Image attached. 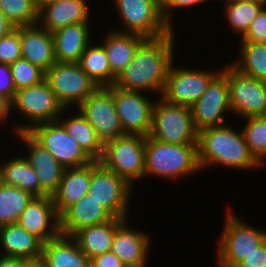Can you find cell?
Returning <instances> with one entry per match:
<instances>
[{
	"label": "cell",
	"mask_w": 266,
	"mask_h": 267,
	"mask_svg": "<svg viewBox=\"0 0 266 267\" xmlns=\"http://www.w3.org/2000/svg\"><path fill=\"white\" fill-rule=\"evenodd\" d=\"M174 30L157 38H146L136 50L133 60L118 75L114 86L134 92L162 93L169 68L173 63Z\"/></svg>",
	"instance_id": "cell-1"
},
{
	"label": "cell",
	"mask_w": 266,
	"mask_h": 267,
	"mask_svg": "<svg viewBox=\"0 0 266 267\" xmlns=\"http://www.w3.org/2000/svg\"><path fill=\"white\" fill-rule=\"evenodd\" d=\"M197 152L200 168L214 163L243 170L261 166L251 155L242 131L238 133L227 125L199 131Z\"/></svg>",
	"instance_id": "cell-2"
},
{
	"label": "cell",
	"mask_w": 266,
	"mask_h": 267,
	"mask_svg": "<svg viewBox=\"0 0 266 267\" xmlns=\"http://www.w3.org/2000/svg\"><path fill=\"white\" fill-rule=\"evenodd\" d=\"M198 169L197 144H168L146 137L144 176L173 180Z\"/></svg>",
	"instance_id": "cell-3"
},
{
	"label": "cell",
	"mask_w": 266,
	"mask_h": 267,
	"mask_svg": "<svg viewBox=\"0 0 266 267\" xmlns=\"http://www.w3.org/2000/svg\"><path fill=\"white\" fill-rule=\"evenodd\" d=\"M146 137L125 134L107 141L99 162L132 185L145 174Z\"/></svg>",
	"instance_id": "cell-4"
},
{
	"label": "cell",
	"mask_w": 266,
	"mask_h": 267,
	"mask_svg": "<svg viewBox=\"0 0 266 267\" xmlns=\"http://www.w3.org/2000/svg\"><path fill=\"white\" fill-rule=\"evenodd\" d=\"M153 107L149 137L168 144H197L191 107L167 102L161 97Z\"/></svg>",
	"instance_id": "cell-5"
},
{
	"label": "cell",
	"mask_w": 266,
	"mask_h": 267,
	"mask_svg": "<svg viewBox=\"0 0 266 267\" xmlns=\"http://www.w3.org/2000/svg\"><path fill=\"white\" fill-rule=\"evenodd\" d=\"M225 219L217 262L220 267H236L266 240V231L246 225L230 210Z\"/></svg>",
	"instance_id": "cell-6"
},
{
	"label": "cell",
	"mask_w": 266,
	"mask_h": 267,
	"mask_svg": "<svg viewBox=\"0 0 266 267\" xmlns=\"http://www.w3.org/2000/svg\"><path fill=\"white\" fill-rule=\"evenodd\" d=\"M45 80L65 109L79 106L99 87L78 62H56L45 72Z\"/></svg>",
	"instance_id": "cell-7"
},
{
	"label": "cell",
	"mask_w": 266,
	"mask_h": 267,
	"mask_svg": "<svg viewBox=\"0 0 266 267\" xmlns=\"http://www.w3.org/2000/svg\"><path fill=\"white\" fill-rule=\"evenodd\" d=\"M127 33L157 38L173 31L165 21L160 0H115Z\"/></svg>",
	"instance_id": "cell-8"
},
{
	"label": "cell",
	"mask_w": 266,
	"mask_h": 267,
	"mask_svg": "<svg viewBox=\"0 0 266 267\" xmlns=\"http://www.w3.org/2000/svg\"><path fill=\"white\" fill-rule=\"evenodd\" d=\"M17 108L31 124L19 125L17 132L28 131L34 125L57 121L65 108L57 101L54 92L46 80L39 84L21 88L16 91L11 108Z\"/></svg>",
	"instance_id": "cell-9"
},
{
	"label": "cell",
	"mask_w": 266,
	"mask_h": 267,
	"mask_svg": "<svg viewBox=\"0 0 266 267\" xmlns=\"http://www.w3.org/2000/svg\"><path fill=\"white\" fill-rule=\"evenodd\" d=\"M27 132L65 169L82 167L93 162L58 120L34 125Z\"/></svg>",
	"instance_id": "cell-10"
},
{
	"label": "cell",
	"mask_w": 266,
	"mask_h": 267,
	"mask_svg": "<svg viewBox=\"0 0 266 267\" xmlns=\"http://www.w3.org/2000/svg\"><path fill=\"white\" fill-rule=\"evenodd\" d=\"M132 186L99 161L91 162L88 195L99 202L114 217L127 219V207Z\"/></svg>",
	"instance_id": "cell-11"
},
{
	"label": "cell",
	"mask_w": 266,
	"mask_h": 267,
	"mask_svg": "<svg viewBox=\"0 0 266 267\" xmlns=\"http://www.w3.org/2000/svg\"><path fill=\"white\" fill-rule=\"evenodd\" d=\"M78 109L92 125L103 144L125 135L113 98V85L98 87Z\"/></svg>",
	"instance_id": "cell-12"
},
{
	"label": "cell",
	"mask_w": 266,
	"mask_h": 267,
	"mask_svg": "<svg viewBox=\"0 0 266 267\" xmlns=\"http://www.w3.org/2000/svg\"><path fill=\"white\" fill-rule=\"evenodd\" d=\"M195 129L221 126L226 111H231L227 67L210 81L203 95L191 106ZM224 115V116H223Z\"/></svg>",
	"instance_id": "cell-13"
},
{
	"label": "cell",
	"mask_w": 266,
	"mask_h": 267,
	"mask_svg": "<svg viewBox=\"0 0 266 267\" xmlns=\"http://www.w3.org/2000/svg\"><path fill=\"white\" fill-rule=\"evenodd\" d=\"M230 106L242 118L263 116L266 111V82L227 66Z\"/></svg>",
	"instance_id": "cell-14"
},
{
	"label": "cell",
	"mask_w": 266,
	"mask_h": 267,
	"mask_svg": "<svg viewBox=\"0 0 266 267\" xmlns=\"http://www.w3.org/2000/svg\"><path fill=\"white\" fill-rule=\"evenodd\" d=\"M113 98L124 134L149 136L154 103L142 92L127 91L114 85Z\"/></svg>",
	"instance_id": "cell-15"
},
{
	"label": "cell",
	"mask_w": 266,
	"mask_h": 267,
	"mask_svg": "<svg viewBox=\"0 0 266 267\" xmlns=\"http://www.w3.org/2000/svg\"><path fill=\"white\" fill-rule=\"evenodd\" d=\"M172 63L166 78L162 98L167 102L191 107L205 92L210 81L219 73L175 68Z\"/></svg>",
	"instance_id": "cell-16"
},
{
	"label": "cell",
	"mask_w": 266,
	"mask_h": 267,
	"mask_svg": "<svg viewBox=\"0 0 266 267\" xmlns=\"http://www.w3.org/2000/svg\"><path fill=\"white\" fill-rule=\"evenodd\" d=\"M44 243L61 234L60 215L51 196L34 197L17 222Z\"/></svg>",
	"instance_id": "cell-17"
},
{
	"label": "cell",
	"mask_w": 266,
	"mask_h": 267,
	"mask_svg": "<svg viewBox=\"0 0 266 267\" xmlns=\"http://www.w3.org/2000/svg\"><path fill=\"white\" fill-rule=\"evenodd\" d=\"M16 133L25 144L27 143V147H29V153L26 158L39 178L40 197H52L58 189L65 168L27 131Z\"/></svg>",
	"instance_id": "cell-18"
},
{
	"label": "cell",
	"mask_w": 266,
	"mask_h": 267,
	"mask_svg": "<svg viewBox=\"0 0 266 267\" xmlns=\"http://www.w3.org/2000/svg\"><path fill=\"white\" fill-rule=\"evenodd\" d=\"M86 0H57L38 9L40 27L54 33L68 25L89 22V8Z\"/></svg>",
	"instance_id": "cell-19"
},
{
	"label": "cell",
	"mask_w": 266,
	"mask_h": 267,
	"mask_svg": "<svg viewBox=\"0 0 266 267\" xmlns=\"http://www.w3.org/2000/svg\"><path fill=\"white\" fill-rule=\"evenodd\" d=\"M113 218L106 208L86 194L60 215L61 234L72 236L84 227L108 222Z\"/></svg>",
	"instance_id": "cell-20"
},
{
	"label": "cell",
	"mask_w": 266,
	"mask_h": 267,
	"mask_svg": "<svg viewBox=\"0 0 266 267\" xmlns=\"http://www.w3.org/2000/svg\"><path fill=\"white\" fill-rule=\"evenodd\" d=\"M125 219L114 232L111 251L125 267H145L149 250V236L134 231L127 226Z\"/></svg>",
	"instance_id": "cell-21"
},
{
	"label": "cell",
	"mask_w": 266,
	"mask_h": 267,
	"mask_svg": "<svg viewBox=\"0 0 266 267\" xmlns=\"http://www.w3.org/2000/svg\"><path fill=\"white\" fill-rule=\"evenodd\" d=\"M39 24L20 26L22 58L45 72L56 63L53 35Z\"/></svg>",
	"instance_id": "cell-22"
},
{
	"label": "cell",
	"mask_w": 266,
	"mask_h": 267,
	"mask_svg": "<svg viewBox=\"0 0 266 267\" xmlns=\"http://www.w3.org/2000/svg\"><path fill=\"white\" fill-rule=\"evenodd\" d=\"M0 243L5 251L2 256L41 260L44 242L17 223L0 226Z\"/></svg>",
	"instance_id": "cell-23"
},
{
	"label": "cell",
	"mask_w": 266,
	"mask_h": 267,
	"mask_svg": "<svg viewBox=\"0 0 266 267\" xmlns=\"http://www.w3.org/2000/svg\"><path fill=\"white\" fill-rule=\"evenodd\" d=\"M145 39L141 35L120 30L108 33L101 45L106 52L111 68V86L114 85L118 75L133 60L136 50Z\"/></svg>",
	"instance_id": "cell-24"
},
{
	"label": "cell",
	"mask_w": 266,
	"mask_h": 267,
	"mask_svg": "<svg viewBox=\"0 0 266 267\" xmlns=\"http://www.w3.org/2000/svg\"><path fill=\"white\" fill-rule=\"evenodd\" d=\"M89 22L68 25L52 33L56 62H79L90 42Z\"/></svg>",
	"instance_id": "cell-25"
},
{
	"label": "cell",
	"mask_w": 266,
	"mask_h": 267,
	"mask_svg": "<svg viewBox=\"0 0 266 267\" xmlns=\"http://www.w3.org/2000/svg\"><path fill=\"white\" fill-rule=\"evenodd\" d=\"M91 163L77 168H66L52 200L59 215L88 194Z\"/></svg>",
	"instance_id": "cell-26"
},
{
	"label": "cell",
	"mask_w": 266,
	"mask_h": 267,
	"mask_svg": "<svg viewBox=\"0 0 266 267\" xmlns=\"http://www.w3.org/2000/svg\"><path fill=\"white\" fill-rule=\"evenodd\" d=\"M41 261L45 267H90L74 238L63 234L43 244Z\"/></svg>",
	"instance_id": "cell-27"
},
{
	"label": "cell",
	"mask_w": 266,
	"mask_h": 267,
	"mask_svg": "<svg viewBox=\"0 0 266 267\" xmlns=\"http://www.w3.org/2000/svg\"><path fill=\"white\" fill-rule=\"evenodd\" d=\"M125 219L114 217L111 221L84 227L72 235L79 249L90 260L111 251L115 229Z\"/></svg>",
	"instance_id": "cell-28"
},
{
	"label": "cell",
	"mask_w": 266,
	"mask_h": 267,
	"mask_svg": "<svg viewBox=\"0 0 266 267\" xmlns=\"http://www.w3.org/2000/svg\"><path fill=\"white\" fill-rule=\"evenodd\" d=\"M0 182L15 186L40 197V182L36 171L25 157H16L0 165Z\"/></svg>",
	"instance_id": "cell-29"
},
{
	"label": "cell",
	"mask_w": 266,
	"mask_h": 267,
	"mask_svg": "<svg viewBox=\"0 0 266 267\" xmlns=\"http://www.w3.org/2000/svg\"><path fill=\"white\" fill-rule=\"evenodd\" d=\"M58 121L93 161L101 159L104 144L81 112L79 115L64 119L63 121L60 117Z\"/></svg>",
	"instance_id": "cell-30"
},
{
	"label": "cell",
	"mask_w": 266,
	"mask_h": 267,
	"mask_svg": "<svg viewBox=\"0 0 266 267\" xmlns=\"http://www.w3.org/2000/svg\"><path fill=\"white\" fill-rule=\"evenodd\" d=\"M34 197L21 188L0 182V226L17 223L22 211Z\"/></svg>",
	"instance_id": "cell-31"
},
{
	"label": "cell",
	"mask_w": 266,
	"mask_h": 267,
	"mask_svg": "<svg viewBox=\"0 0 266 267\" xmlns=\"http://www.w3.org/2000/svg\"><path fill=\"white\" fill-rule=\"evenodd\" d=\"M241 45L242 61L235 60L232 65L241 73L266 82V43L242 41Z\"/></svg>",
	"instance_id": "cell-32"
},
{
	"label": "cell",
	"mask_w": 266,
	"mask_h": 267,
	"mask_svg": "<svg viewBox=\"0 0 266 267\" xmlns=\"http://www.w3.org/2000/svg\"><path fill=\"white\" fill-rule=\"evenodd\" d=\"M78 63L99 87L111 86V68L102 45L89 44Z\"/></svg>",
	"instance_id": "cell-33"
},
{
	"label": "cell",
	"mask_w": 266,
	"mask_h": 267,
	"mask_svg": "<svg viewBox=\"0 0 266 267\" xmlns=\"http://www.w3.org/2000/svg\"><path fill=\"white\" fill-rule=\"evenodd\" d=\"M225 2L227 21L231 28L243 37L263 6L240 0H225Z\"/></svg>",
	"instance_id": "cell-34"
},
{
	"label": "cell",
	"mask_w": 266,
	"mask_h": 267,
	"mask_svg": "<svg viewBox=\"0 0 266 267\" xmlns=\"http://www.w3.org/2000/svg\"><path fill=\"white\" fill-rule=\"evenodd\" d=\"M0 10L15 27L38 24L34 0H0Z\"/></svg>",
	"instance_id": "cell-35"
},
{
	"label": "cell",
	"mask_w": 266,
	"mask_h": 267,
	"mask_svg": "<svg viewBox=\"0 0 266 267\" xmlns=\"http://www.w3.org/2000/svg\"><path fill=\"white\" fill-rule=\"evenodd\" d=\"M242 130L246 144L255 160L263 165L266 157V120L263 116L248 117Z\"/></svg>",
	"instance_id": "cell-36"
},
{
	"label": "cell",
	"mask_w": 266,
	"mask_h": 267,
	"mask_svg": "<svg viewBox=\"0 0 266 267\" xmlns=\"http://www.w3.org/2000/svg\"><path fill=\"white\" fill-rule=\"evenodd\" d=\"M10 68L16 91L45 80V71L24 58L17 59Z\"/></svg>",
	"instance_id": "cell-37"
},
{
	"label": "cell",
	"mask_w": 266,
	"mask_h": 267,
	"mask_svg": "<svg viewBox=\"0 0 266 267\" xmlns=\"http://www.w3.org/2000/svg\"><path fill=\"white\" fill-rule=\"evenodd\" d=\"M22 58L20 42V26L0 37V63L12 64Z\"/></svg>",
	"instance_id": "cell-38"
},
{
	"label": "cell",
	"mask_w": 266,
	"mask_h": 267,
	"mask_svg": "<svg viewBox=\"0 0 266 267\" xmlns=\"http://www.w3.org/2000/svg\"><path fill=\"white\" fill-rule=\"evenodd\" d=\"M241 41L266 43V8L263 7L256 18L251 22L247 33Z\"/></svg>",
	"instance_id": "cell-39"
},
{
	"label": "cell",
	"mask_w": 266,
	"mask_h": 267,
	"mask_svg": "<svg viewBox=\"0 0 266 267\" xmlns=\"http://www.w3.org/2000/svg\"><path fill=\"white\" fill-rule=\"evenodd\" d=\"M15 94L16 87L12 78L10 65L0 63V95L12 103Z\"/></svg>",
	"instance_id": "cell-40"
},
{
	"label": "cell",
	"mask_w": 266,
	"mask_h": 267,
	"mask_svg": "<svg viewBox=\"0 0 266 267\" xmlns=\"http://www.w3.org/2000/svg\"><path fill=\"white\" fill-rule=\"evenodd\" d=\"M161 1V10L164 16L165 21L169 26L173 27L171 24L172 19L170 18L172 13L170 11L180 8H188L189 6H194L200 4L206 0H160Z\"/></svg>",
	"instance_id": "cell-41"
},
{
	"label": "cell",
	"mask_w": 266,
	"mask_h": 267,
	"mask_svg": "<svg viewBox=\"0 0 266 267\" xmlns=\"http://www.w3.org/2000/svg\"><path fill=\"white\" fill-rule=\"evenodd\" d=\"M236 267H266V240Z\"/></svg>",
	"instance_id": "cell-42"
},
{
	"label": "cell",
	"mask_w": 266,
	"mask_h": 267,
	"mask_svg": "<svg viewBox=\"0 0 266 267\" xmlns=\"http://www.w3.org/2000/svg\"><path fill=\"white\" fill-rule=\"evenodd\" d=\"M90 267H125V266L112 251H109L90 259Z\"/></svg>",
	"instance_id": "cell-43"
},
{
	"label": "cell",
	"mask_w": 266,
	"mask_h": 267,
	"mask_svg": "<svg viewBox=\"0 0 266 267\" xmlns=\"http://www.w3.org/2000/svg\"><path fill=\"white\" fill-rule=\"evenodd\" d=\"M28 262L20 258L0 256V267H24Z\"/></svg>",
	"instance_id": "cell-44"
},
{
	"label": "cell",
	"mask_w": 266,
	"mask_h": 267,
	"mask_svg": "<svg viewBox=\"0 0 266 267\" xmlns=\"http://www.w3.org/2000/svg\"><path fill=\"white\" fill-rule=\"evenodd\" d=\"M14 28L15 26L6 18V16L0 10V37L5 36Z\"/></svg>",
	"instance_id": "cell-45"
},
{
	"label": "cell",
	"mask_w": 266,
	"mask_h": 267,
	"mask_svg": "<svg viewBox=\"0 0 266 267\" xmlns=\"http://www.w3.org/2000/svg\"><path fill=\"white\" fill-rule=\"evenodd\" d=\"M11 103L0 95V120H5L11 111Z\"/></svg>",
	"instance_id": "cell-46"
},
{
	"label": "cell",
	"mask_w": 266,
	"mask_h": 267,
	"mask_svg": "<svg viewBox=\"0 0 266 267\" xmlns=\"http://www.w3.org/2000/svg\"><path fill=\"white\" fill-rule=\"evenodd\" d=\"M24 267H45L41 260L29 261Z\"/></svg>",
	"instance_id": "cell-47"
},
{
	"label": "cell",
	"mask_w": 266,
	"mask_h": 267,
	"mask_svg": "<svg viewBox=\"0 0 266 267\" xmlns=\"http://www.w3.org/2000/svg\"><path fill=\"white\" fill-rule=\"evenodd\" d=\"M54 1H57V0H34V3L37 6V8L39 9L43 5L48 4L50 2H54Z\"/></svg>",
	"instance_id": "cell-48"
},
{
	"label": "cell",
	"mask_w": 266,
	"mask_h": 267,
	"mask_svg": "<svg viewBox=\"0 0 266 267\" xmlns=\"http://www.w3.org/2000/svg\"><path fill=\"white\" fill-rule=\"evenodd\" d=\"M240 1L256 3V4H259V5H262L263 7H266V0H240Z\"/></svg>",
	"instance_id": "cell-49"
},
{
	"label": "cell",
	"mask_w": 266,
	"mask_h": 267,
	"mask_svg": "<svg viewBox=\"0 0 266 267\" xmlns=\"http://www.w3.org/2000/svg\"><path fill=\"white\" fill-rule=\"evenodd\" d=\"M263 117H264V118H265V120H266V111H265V113H264Z\"/></svg>",
	"instance_id": "cell-50"
}]
</instances>
